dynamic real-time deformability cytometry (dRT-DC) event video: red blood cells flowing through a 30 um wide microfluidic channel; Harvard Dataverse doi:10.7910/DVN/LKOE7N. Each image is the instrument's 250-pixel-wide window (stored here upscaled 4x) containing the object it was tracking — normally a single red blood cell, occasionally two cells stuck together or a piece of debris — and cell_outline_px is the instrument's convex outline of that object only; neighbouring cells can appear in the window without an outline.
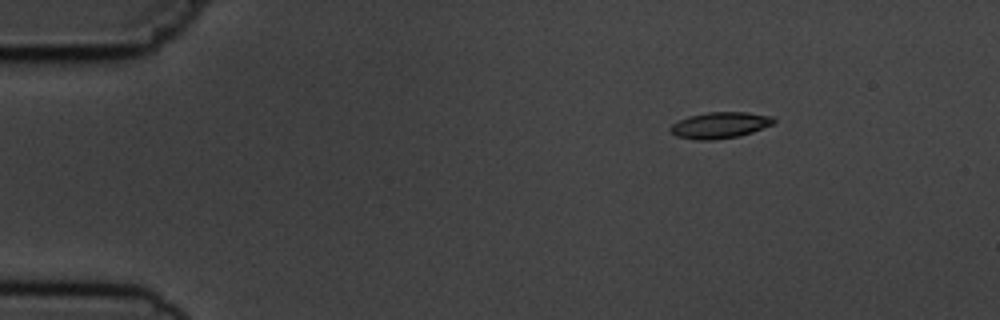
{"species": "common noctule bat (a hibernating species)", "species_latin": "Nyctalus noctula", "temperature_condition": "cold", "stored_images_in_passage": 8, "camera_frame_rate_fps": 3000, "um_per_image_px": 0.085, "animal": {"sex": "male", "body_mass_g": 19.5, "forearm_length_mm": 54.6}, "frame": {"image": 1, "passage_image": 1, "time_ms": 0.0, "image_size_px": [1000, 320], "cell_outline_px": [[776, 120], [772, 124], [752, 132], [736, 136], [712, 140], [696, 140], [676, 136], [668, 128], [672, 124], [688, 116], [708, 112], [748, 112], [772, 116]], "centroid_in_image_um": [61.17, 10.63], "position_along_channel_um": 23.8, "area_um2": 15.66}}
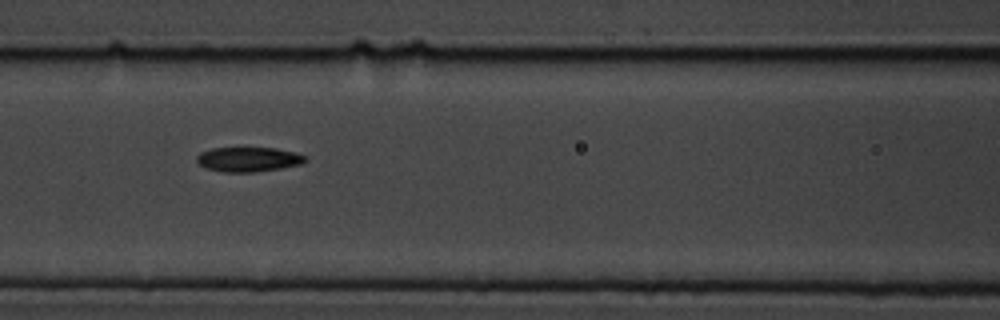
{"frame": {"image": 2, "passage_image": 5, "time_ms": 5.333, "image_size_px": [1000, 320], "cell_outline_px": [[308, 160], [300, 164], [280, 168], [256, 172], [224, 172], [208, 168], [200, 164], [196, 160], [196, 156], [200, 152], [212, 148], [276, 148], [296, 152], [304, 156]], "centroid_in_image_um": [21.12, 13.54], "position_along_channel_um": 145.5, "area_um2": 15.49}}
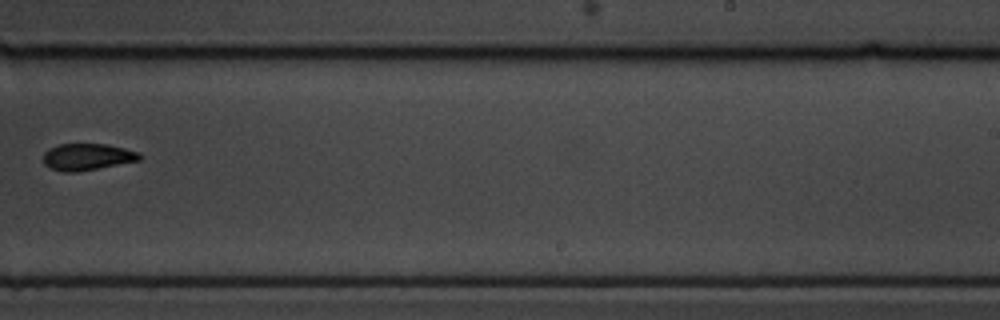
{"frame": {"image": 3, "passage_image": 8, "time_ms": 9.0, "image_size_px": [1000, 320], "cell_outline_px": [[140, 160], [76, 172], [64, 172], [48, 168], [44, 164], [44, 152], [48, 148], [60, 144], [108, 144], [140, 152]], "centroid_in_image_um": [7.39, 13.33], "position_along_channel_um": 281.6, "area_um2": 14.97}}